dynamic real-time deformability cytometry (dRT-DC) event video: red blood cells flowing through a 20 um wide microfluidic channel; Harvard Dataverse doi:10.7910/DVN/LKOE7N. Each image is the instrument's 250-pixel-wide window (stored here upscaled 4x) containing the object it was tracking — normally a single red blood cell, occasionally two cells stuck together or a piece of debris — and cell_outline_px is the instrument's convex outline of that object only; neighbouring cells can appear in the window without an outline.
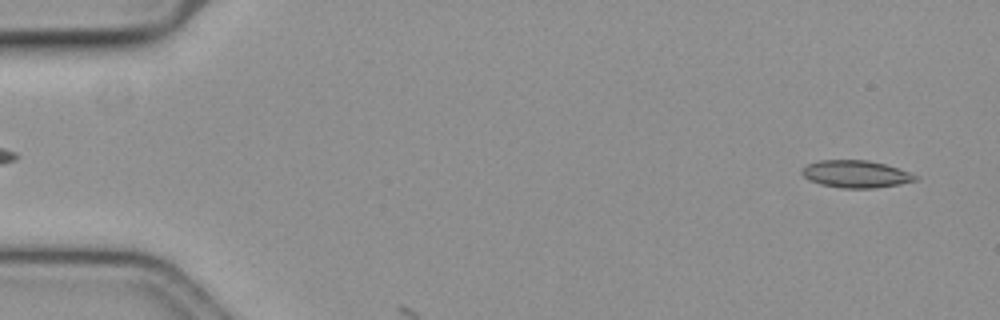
{"species": "common noctule bat (a hibernating species)", "species_latin": "Nyctalus noctula", "temperature_condition": "cold", "stored_images_in_passage": 6, "camera_frame_rate_fps": 3000, "um_per_image_px": 0.085, "animal": {"sex": "female", "body_mass_g": 19.3, "forearm_length_mm": 54.1}, "frame": {"image": 1, "passage_image": 3, "time_ms": 0.667, "image_size_px": [1000, 320], "cell_outline_px": [[920, 176], [916, 180], [896, 184], [872, 188], [844, 188], [820, 184], [804, 176], [800, 172], [808, 164], [820, 160], [868, 160], [884, 164]], "centroid_in_image_um": [72.74, 14.78], "position_along_channel_um": 12.3, "area_um2": 17.63}}